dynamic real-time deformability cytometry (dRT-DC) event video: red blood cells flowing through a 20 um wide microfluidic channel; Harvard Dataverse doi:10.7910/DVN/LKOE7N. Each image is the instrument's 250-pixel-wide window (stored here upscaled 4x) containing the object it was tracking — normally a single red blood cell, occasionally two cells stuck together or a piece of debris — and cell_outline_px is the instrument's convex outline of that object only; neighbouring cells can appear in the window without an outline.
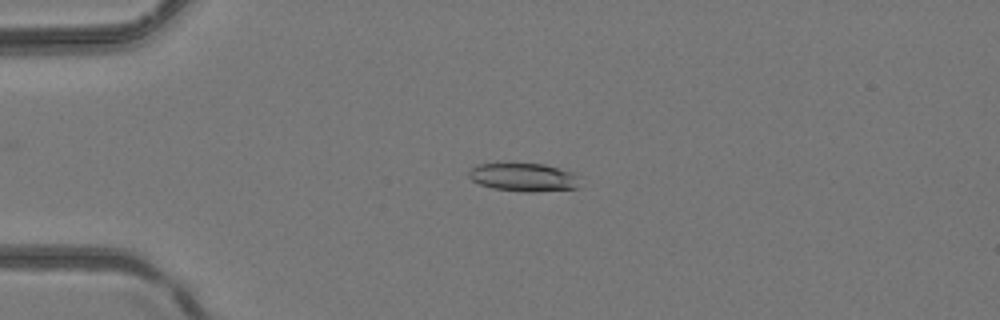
{"species": "common noctule bat (a hibernating species)", "species_latin": "Nyctalus noctula", "temperature_condition": "room temperature", "stored_images_in_passage": 49, "camera_frame_rate_fps": 3000, "um_per_image_px": 0.085, "animal": {"sex": "female", "body_mass_g": 24.6, "forearm_length_mm": 56.2}, "frame": {"image": 1, "passage_image": 13, "time_ms": 4.0, "image_size_px": [1000, 320], "cell_outline_px": [[576, 188], [536, 192], [528, 192], [492, 188], [480, 184], [472, 180], [468, 176], [468, 172], [476, 164], [544, 164], [576, 172]], "centroid_in_image_um": [44.49, 15.06], "position_along_channel_um": 40.5, "area_um2": 18.09}}
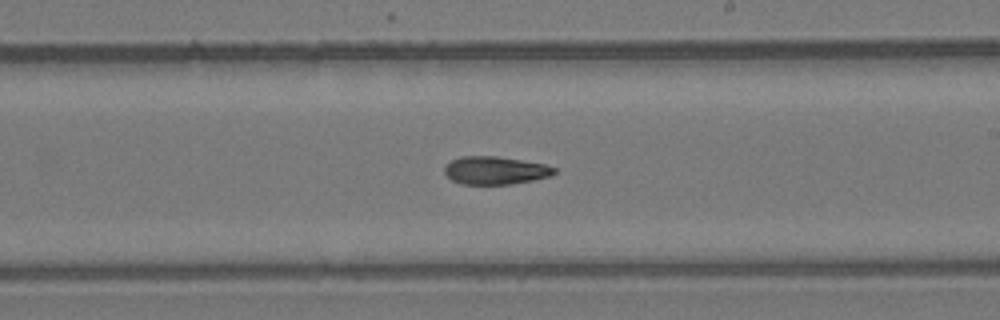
{"frame": {"image": 2, "passage_image": 29, "time_ms": 9.333, "image_size_px": [1000, 320], "cell_outline_px": [[556, 172], [552, 176], [512, 184], [460, 184], [452, 180], [444, 172], [444, 168], [452, 160], [460, 156], [496, 156], [544, 164], [556, 168]], "centroid_in_image_um": [42.1, 14.49], "position_along_channel_um": 246.9, "area_um2": 17.8}}
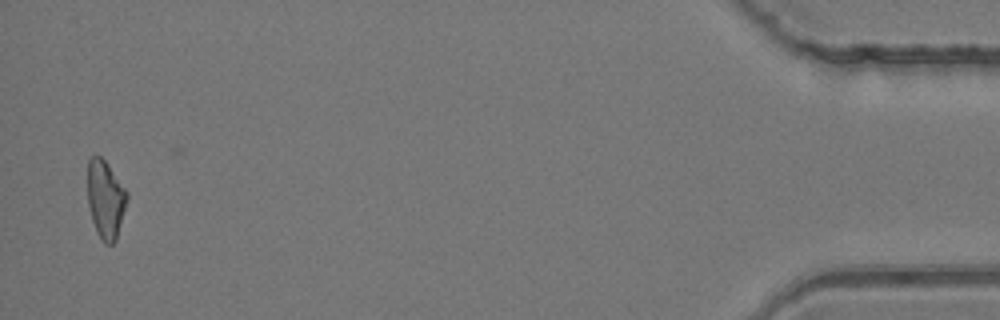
{"frame": {"image": 3, "passage_image": 47, "time_ms": 15.333, "image_size_px": [1000, 320], "cell_outline_px": [[128, 200], [116, 240], [112, 244], [104, 244], [100, 240], [96, 232], [92, 220], [88, 204], [88, 160], [92, 156], [100, 156], [104, 160], [128, 192]], "centroid_in_image_um": [8.97, 16.99], "position_along_channel_um": 426.2, "area_um2": 17.98}}